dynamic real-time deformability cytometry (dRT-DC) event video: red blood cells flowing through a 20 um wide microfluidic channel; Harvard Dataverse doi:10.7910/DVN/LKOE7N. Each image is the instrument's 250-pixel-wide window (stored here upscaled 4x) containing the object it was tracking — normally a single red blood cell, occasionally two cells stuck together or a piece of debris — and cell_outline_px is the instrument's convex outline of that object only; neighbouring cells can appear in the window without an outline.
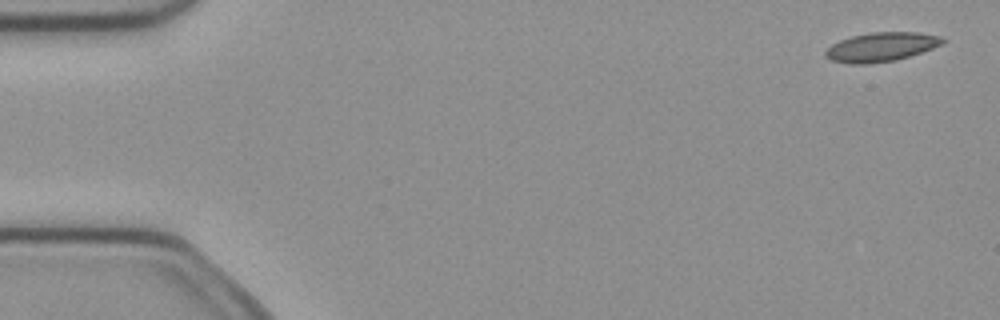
{"species": "common noctule bat (a hibernating species)", "species_latin": "Nyctalus noctula", "temperature_condition": "cold", "stored_images_in_passage": 4, "camera_frame_rate_fps": 3000, "um_per_image_px": 0.085, "animal": {"sex": "female", "body_mass_g": 21.9}, "frame": {"image": 1, "passage_image": 1, "time_ms": 0.0, "image_size_px": [1000, 320], "cell_outline_px": [[948, 40], [944, 44], [896, 60], [868, 64], [848, 64], [832, 60], [824, 56], [824, 52], [832, 44], [840, 40], [852, 36], [872, 32], [916, 32], [940, 36]], "centroid_in_image_um": [74.9, 3.99], "position_along_channel_um": 10.1, "area_um2": 19.88}}